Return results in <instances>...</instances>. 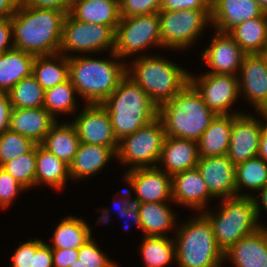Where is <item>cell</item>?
<instances>
[{
	"instance_id": "484cf974",
	"label": "cell",
	"mask_w": 267,
	"mask_h": 267,
	"mask_svg": "<svg viewBox=\"0 0 267 267\" xmlns=\"http://www.w3.org/2000/svg\"><path fill=\"white\" fill-rule=\"evenodd\" d=\"M233 115H216L198 141L199 157L227 155Z\"/></svg>"
},
{
	"instance_id": "7c38bea8",
	"label": "cell",
	"mask_w": 267,
	"mask_h": 267,
	"mask_svg": "<svg viewBox=\"0 0 267 267\" xmlns=\"http://www.w3.org/2000/svg\"><path fill=\"white\" fill-rule=\"evenodd\" d=\"M200 76L198 78L189 74V83L201 95L211 111L216 115L243 114L241 112L233 113L229 110L236 99L240 97L237 75L205 73Z\"/></svg>"
},
{
	"instance_id": "91938a15",
	"label": "cell",
	"mask_w": 267,
	"mask_h": 267,
	"mask_svg": "<svg viewBox=\"0 0 267 267\" xmlns=\"http://www.w3.org/2000/svg\"><path fill=\"white\" fill-rule=\"evenodd\" d=\"M263 55H264L266 63H267V50L263 53Z\"/></svg>"
},
{
	"instance_id": "4dcf8cb0",
	"label": "cell",
	"mask_w": 267,
	"mask_h": 267,
	"mask_svg": "<svg viewBox=\"0 0 267 267\" xmlns=\"http://www.w3.org/2000/svg\"><path fill=\"white\" fill-rule=\"evenodd\" d=\"M32 75L44 90L61 84L69 79L68 57L60 52L35 56Z\"/></svg>"
},
{
	"instance_id": "836d02e7",
	"label": "cell",
	"mask_w": 267,
	"mask_h": 267,
	"mask_svg": "<svg viewBox=\"0 0 267 267\" xmlns=\"http://www.w3.org/2000/svg\"><path fill=\"white\" fill-rule=\"evenodd\" d=\"M237 196H251L239 193L244 187L260 191L267 185V163L260 157L248 159L236 165L235 169ZM241 194V195H239Z\"/></svg>"
},
{
	"instance_id": "2e32d148",
	"label": "cell",
	"mask_w": 267,
	"mask_h": 267,
	"mask_svg": "<svg viewBox=\"0 0 267 267\" xmlns=\"http://www.w3.org/2000/svg\"><path fill=\"white\" fill-rule=\"evenodd\" d=\"M262 121L250 114H233V126L227 157L236 166L257 157Z\"/></svg>"
},
{
	"instance_id": "83f0119b",
	"label": "cell",
	"mask_w": 267,
	"mask_h": 267,
	"mask_svg": "<svg viewBox=\"0 0 267 267\" xmlns=\"http://www.w3.org/2000/svg\"><path fill=\"white\" fill-rule=\"evenodd\" d=\"M228 34L246 54H263L267 50V13L243 21Z\"/></svg>"
},
{
	"instance_id": "f6af8a7d",
	"label": "cell",
	"mask_w": 267,
	"mask_h": 267,
	"mask_svg": "<svg viewBox=\"0 0 267 267\" xmlns=\"http://www.w3.org/2000/svg\"><path fill=\"white\" fill-rule=\"evenodd\" d=\"M33 267H54L53 255L50 245L35 238V255Z\"/></svg>"
},
{
	"instance_id": "5bb4252c",
	"label": "cell",
	"mask_w": 267,
	"mask_h": 267,
	"mask_svg": "<svg viewBox=\"0 0 267 267\" xmlns=\"http://www.w3.org/2000/svg\"><path fill=\"white\" fill-rule=\"evenodd\" d=\"M81 143L118 147L107 110L101 104H87L72 121Z\"/></svg>"
},
{
	"instance_id": "4316f807",
	"label": "cell",
	"mask_w": 267,
	"mask_h": 267,
	"mask_svg": "<svg viewBox=\"0 0 267 267\" xmlns=\"http://www.w3.org/2000/svg\"><path fill=\"white\" fill-rule=\"evenodd\" d=\"M35 56L12 48L0 54V92L8 93L19 81L32 74Z\"/></svg>"
},
{
	"instance_id": "680465c9",
	"label": "cell",
	"mask_w": 267,
	"mask_h": 267,
	"mask_svg": "<svg viewBox=\"0 0 267 267\" xmlns=\"http://www.w3.org/2000/svg\"><path fill=\"white\" fill-rule=\"evenodd\" d=\"M70 267H86L81 261L78 259Z\"/></svg>"
},
{
	"instance_id": "74e56055",
	"label": "cell",
	"mask_w": 267,
	"mask_h": 267,
	"mask_svg": "<svg viewBox=\"0 0 267 267\" xmlns=\"http://www.w3.org/2000/svg\"><path fill=\"white\" fill-rule=\"evenodd\" d=\"M2 168L11 174L25 190L35 186L36 146L29 153L6 162Z\"/></svg>"
},
{
	"instance_id": "7a4b0ae2",
	"label": "cell",
	"mask_w": 267,
	"mask_h": 267,
	"mask_svg": "<svg viewBox=\"0 0 267 267\" xmlns=\"http://www.w3.org/2000/svg\"><path fill=\"white\" fill-rule=\"evenodd\" d=\"M110 53L112 60L75 54L68 57L69 79L87 104H102L126 76V65L118 61L120 59L115 52Z\"/></svg>"
},
{
	"instance_id": "d6986e66",
	"label": "cell",
	"mask_w": 267,
	"mask_h": 267,
	"mask_svg": "<svg viewBox=\"0 0 267 267\" xmlns=\"http://www.w3.org/2000/svg\"><path fill=\"white\" fill-rule=\"evenodd\" d=\"M171 186L174 203L192 207L200 213L205 211L208 199L213 197L197 167L172 175Z\"/></svg>"
},
{
	"instance_id": "9f6ffc18",
	"label": "cell",
	"mask_w": 267,
	"mask_h": 267,
	"mask_svg": "<svg viewBox=\"0 0 267 267\" xmlns=\"http://www.w3.org/2000/svg\"><path fill=\"white\" fill-rule=\"evenodd\" d=\"M109 208H107L106 207V209L104 208L103 209V212H102V216L101 217H98V221L100 222H102L103 221V223H108V221H109V217H108V213H109Z\"/></svg>"
},
{
	"instance_id": "f5cc1de1",
	"label": "cell",
	"mask_w": 267,
	"mask_h": 267,
	"mask_svg": "<svg viewBox=\"0 0 267 267\" xmlns=\"http://www.w3.org/2000/svg\"><path fill=\"white\" fill-rule=\"evenodd\" d=\"M122 216V218L124 217H132V219H133V221H134V223L142 230V232H143V224H142V221H141V219H140V217H139V211H138V206H137V204L136 203H132L129 207H128V209L127 210H125L122 214H121ZM128 226V227H127ZM130 225H128V224H126L125 225V229H127V228H130L129 227Z\"/></svg>"
},
{
	"instance_id": "ac0fdd59",
	"label": "cell",
	"mask_w": 267,
	"mask_h": 267,
	"mask_svg": "<svg viewBox=\"0 0 267 267\" xmlns=\"http://www.w3.org/2000/svg\"><path fill=\"white\" fill-rule=\"evenodd\" d=\"M213 35L211 44L200 54L212 69L207 73L237 75L246 53L228 33L215 30Z\"/></svg>"
},
{
	"instance_id": "f546056e",
	"label": "cell",
	"mask_w": 267,
	"mask_h": 267,
	"mask_svg": "<svg viewBox=\"0 0 267 267\" xmlns=\"http://www.w3.org/2000/svg\"><path fill=\"white\" fill-rule=\"evenodd\" d=\"M80 144L76 128L72 123L52 125L41 145L57 156L61 161L70 165Z\"/></svg>"
},
{
	"instance_id": "b9f144b4",
	"label": "cell",
	"mask_w": 267,
	"mask_h": 267,
	"mask_svg": "<svg viewBox=\"0 0 267 267\" xmlns=\"http://www.w3.org/2000/svg\"><path fill=\"white\" fill-rule=\"evenodd\" d=\"M25 188L4 168H0V207L8 208L18 193Z\"/></svg>"
},
{
	"instance_id": "44dd1931",
	"label": "cell",
	"mask_w": 267,
	"mask_h": 267,
	"mask_svg": "<svg viewBox=\"0 0 267 267\" xmlns=\"http://www.w3.org/2000/svg\"><path fill=\"white\" fill-rule=\"evenodd\" d=\"M236 267H267V227L243 237L224 252Z\"/></svg>"
},
{
	"instance_id": "f1b7e54d",
	"label": "cell",
	"mask_w": 267,
	"mask_h": 267,
	"mask_svg": "<svg viewBox=\"0 0 267 267\" xmlns=\"http://www.w3.org/2000/svg\"><path fill=\"white\" fill-rule=\"evenodd\" d=\"M71 179L69 165L46 150L41 144L36 145L35 185L45 184L60 190Z\"/></svg>"
},
{
	"instance_id": "5b68a950",
	"label": "cell",
	"mask_w": 267,
	"mask_h": 267,
	"mask_svg": "<svg viewBox=\"0 0 267 267\" xmlns=\"http://www.w3.org/2000/svg\"><path fill=\"white\" fill-rule=\"evenodd\" d=\"M126 75L145 91L157 107L171 100L189 83V72L158 55L142 56L126 66Z\"/></svg>"
},
{
	"instance_id": "d4e9b609",
	"label": "cell",
	"mask_w": 267,
	"mask_h": 267,
	"mask_svg": "<svg viewBox=\"0 0 267 267\" xmlns=\"http://www.w3.org/2000/svg\"><path fill=\"white\" fill-rule=\"evenodd\" d=\"M69 14L79 21L102 24L115 31L120 20L119 0H71Z\"/></svg>"
},
{
	"instance_id": "277c9868",
	"label": "cell",
	"mask_w": 267,
	"mask_h": 267,
	"mask_svg": "<svg viewBox=\"0 0 267 267\" xmlns=\"http://www.w3.org/2000/svg\"><path fill=\"white\" fill-rule=\"evenodd\" d=\"M101 105L110 116L118 141L158 118L156 104L127 75Z\"/></svg>"
},
{
	"instance_id": "9a60e30c",
	"label": "cell",
	"mask_w": 267,
	"mask_h": 267,
	"mask_svg": "<svg viewBox=\"0 0 267 267\" xmlns=\"http://www.w3.org/2000/svg\"><path fill=\"white\" fill-rule=\"evenodd\" d=\"M239 72V93L247 97L256 112L267 113V63L264 55L246 54Z\"/></svg>"
},
{
	"instance_id": "603a6c76",
	"label": "cell",
	"mask_w": 267,
	"mask_h": 267,
	"mask_svg": "<svg viewBox=\"0 0 267 267\" xmlns=\"http://www.w3.org/2000/svg\"><path fill=\"white\" fill-rule=\"evenodd\" d=\"M199 159L198 142L165 136L159 163L169 175L195 168Z\"/></svg>"
},
{
	"instance_id": "7bdbcfd3",
	"label": "cell",
	"mask_w": 267,
	"mask_h": 267,
	"mask_svg": "<svg viewBox=\"0 0 267 267\" xmlns=\"http://www.w3.org/2000/svg\"><path fill=\"white\" fill-rule=\"evenodd\" d=\"M20 244L11 257V267H33L35 239L31 238L28 242H20Z\"/></svg>"
},
{
	"instance_id": "6f0895ef",
	"label": "cell",
	"mask_w": 267,
	"mask_h": 267,
	"mask_svg": "<svg viewBox=\"0 0 267 267\" xmlns=\"http://www.w3.org/2000/svg\"><path fill=\"white\" fill-rule=\"evenodd\" d=\"M258 5L260 6V8L267 13V0H255Z\"/></svg>"
},
{
	"instance_id": "681fc988",
	"label": "cell",
	"mask_w": 267,
	"mask_h": 267,
	"mask_svg": "<svg viewBox=\"0 0 267 267\" xmlns=\"http://www.w3.org/2000/svg\"><path fill=\"white\" fill-rule=\"evenodd\" d=\"M12 106L9 94L0 92V135L9 129Z\"/></svg>"
},
{
	"instance_id": "11a10c76",
	"label": "cell",
	"mask_w": 267,
	"mask_h": 267,
	"mask_svg": "<svg viewBox=\"0 0 267 267\" xmlns=\"http://www.w3.org/2000/svg\"><path fill=\"white\" fill-rule=\"evenodd\" d=\"M125 191L126 192H124L122 194H125V197L126 198L125 197L124 198L122 197V199L119 200L121 202L120 204L116 205L119 201L117 203L115 201H113V204L116 205L119 208L118 211L120 212V215L125 210H127L128 207L133 203V201H132V195H130L131 194L130 190L129 189H126ZM127 197H128V199H127Z\"/></svg>"
},
{
	"instance_id": "d590c367",
	"label": "cell",
	"mask_w": 267,
	"mask_h": 267,
	"mask_svg": "<svg viewBox=\"0 0 267 267\" xmlns=\"http://www.w3.org/2000/svg\"><path fill=\"white\" fill-rule=\"evenodd\" d=\"M77 94L75 87L70 79L45 90L43 108L49 112L55 120L57 114L72 113L75 110Z\"/></svg>"
},
{
	"instance_id": "7402d4cb",
	"label": "cell",
	"mask_w": 267,
	"mask_h": 267,
	"mask_svg": "<svg viewBox=\"0 0 267 267\" xmlns=\"http://www.w3.org/2000/svg\"><path fill=\"white\" fill-rule=\"evenodd\" d=\"M56 121L43 107L12 108L9 129L41 144Z\"/></svg>"
},
{
	"instance_id": "bcb514c9",
	"label": "cell",
	"mask_w": 267,
	"mask_h": 267,
	"mask_svg": "<svg viewBox=\"0 0 267 267\" xmlns=\"http://www.w3.org/2000/svg\"><path fill=\"white\" fill-rule=\"evenodd\" d=\"M18 4L35 8L56 9L68 14L71 0H18Z\"/></svg>"
},
{
	"instance_id": "e575fe53",
	"label": "cell",
	"mask_w": 267,
	"mask_h": 267,
	"mask_svg": "<svg viewBox=\"0 0 267 267\" xmlns=\"http://www.w3.org/2000/svg\"><path fill=\"white\" fill-rule=\"evenodd\" d=\"M140 248L145 267H165L176 259L174 241L168 236H144Z\"/></svg>"
},
{
	"instance_id": "f907efd6",
	"label": "cell",
	"mask_w": 267,
	"mask_h": 267,
	"mask_svg": "<svg viewBox=\"0 0 267 267\" xmlns=\"http://www.w3.org/2000/svg\"><path fill=\"white\" fill-rule=\"evenodd\" d=\"M261 117L264 118L265 122L267 121V113H260ZM258 157L263 159L267 163V122L262 123L260 128V144Z\"/></svg>"
},
{
	"instance_id": "db71d44e",
	"label": "cell",
	"mask_w": 267,
	"mask_h": 267,
	"mask_svg": "<svg viewBox=\"0 0 267 267\" xmlns=\"http://www.w3.org/2000/svg\"><path fill=\"white\" fill-rule=\"evenodd\" d=\"M260 196L261 197H260L259 200L261 202L259 200H257L256 196L254 198L255 206H256V216H257L258 219H259V216H260V213H261L260 210H262L260 205L262 206V208L264 207L263 210L267 211V185L260 190Z\"/></svg>"
},
{
	"instance_id": "c3c4849f",
	"label": "cell",
	"mask_w": 267,
	"mask_h": 267,
	"mask_svg": "<svg viewBox=\"0 0 267 267\" xmlns=\"http://www.w3.org/2000/svg\"><path fill=\"white\" fill-rule=\"evenodd\" d=\"M11 38H13L11 18L0 19V54L14 48Z\"/></svg>"
},
{
	"instance_id": "30bf717a",
	"label": "cell",
	"mask_w": 267,
	"mask_h": 267,
	"mask_svg": "<svg viewBox=\"0 0 267 267\" xmlns=\"http://www.w3.org/2000/svg\"><path fill=\"white\" fill-rule=\"evenodd\" d=\"M154 45L162 46L158 12L120 18L115 30L114 52L122 59Z\"/></svg>"
},
{
	"instance_id": "7dc6e473",
	"label": "cell",
	"mask_w": 267,
	"mask_h": 267,
	"mask_svg": "<svg viewBox=\"0 0 267 267\" xmlns=\"http://www.w3.org/2000/svg\"><path fill=\"white\" fill-rule=\"evenodd\" d=\"M54 267H70L78 260V249H52Z\"/></svg>"
},
{
	"instance_id": "4fadbf2b",
	"label": "cell",
	"mask_w": 267,
	"mask_h": 267,
	"mask_svg": "<svg viewBox=\"0 0 267 267\" xmlns=\"http://www.w3.org/2000/svg\"><path fill=\"white\" fill-rule=\"evenodd\" d=\"M159 166L127 170L124 180L136 193L133 203H160L172 200L171 175Z\"/></svg>"
},
{
	"instance_id": "ba28073f",
	"label": "cell",
	"mask_w": 267,
	"mask_h": 267,
	"mask_svg": "<svg viewBox=\"0 0 267 267\" xmlns=\"http://www.w3.org/2000/svg\"><path fill=\"white\" fill-rule=\"evenodd\" d=\"M164 139V126L161 120L156 118L134 133L123 137L119 141L116 158L124 165H132L128 170L155 167L161 157Z\"/></svg>"
},
{
	"instance_id": "8fae6325",
	"label": "cell",
	"mask_w": 267,
	"mask_h": 267,
	"mask_svg": "<svg viewBox=\"0 0 267 267\" xmlns=\"http://www.w3.org/2000/svg\"><path fill=\"white\" fill-rule=\"evenodd\" d=\"M115 31L102 24L85 23L73 18L69 13L63 21L62 41L59 52L67 57L70 53H88L111 49L114 52Z\"/></svg>"
},
{
	"instance_id": "ffe728a7",
	"label": "cell",
	"mask_w": 267,
	"mask_h": 267,
	"mask_svg": "<svg viewBox=\"0 0 267 267\" xmlns=\"http://www.w3.org/2000/svg\"><path fill=\"white\" fill-rule=\"evenodd\" d=\"M264 11L255 0H212L211 26L228 33L243 21L260 17Z\"/></svg>"
},
{
	"instance_id": "60d3db41",
	"label": "cell",
	"mask_w": 267,
	"mask_h": 267,
	"mask_svg": "<svg viewBox=\"0 0 267 267\" xmlns=\"http://www.w3.org/2000/svg\"><path fill=\"white\" fill-rule=\"evenodd\" d=\"M162 0H119L120 18L159 12Z\"/></svg>"
},
{
	"instance_id": "52a82bcc",
	"label": "cell",
	"mask_w": 267,
	"mask_h": 267,
	"mask_svg": "<svg viewBox=\"0 0 267 267\" xmlns=\"http://www.w3.org/2000/svg\"><path fill=\"white\" fill-rule=\"evenodd\" d=\"M219 212L212 215L206 210L203 214L211 222L218 247L227 251L240 239L262 227L256 216L254 196L224 198ZM210 213V214H209Z\"/></svg>"
},
{
	"instance_id": "9c48e42d",
	"label": "cell",
	"mask_w": 267,
	"mask_h": 267,
	"mask_svg": "<svg viewBox=\"0 0 267 267\" xmlns=\"http://www.w3.org/2000/svg\"><path fill=\"white\" fill-rule=\"evenodd\" d=\"M212 9H184L158 12L163 48L186 49L195 44L211 22Z\"/></svg>"
},
{
	"instance_id": "8992f818",
	"label": "cell",
	"mask_w": 267,
	"mask_h": 267,
	"mask_svg": "<svg viewBox=\"0 0 267 267\" xmlns=\"http://www.w3.org/2000/svg\"><path fill=\"white\" fill-rule=\"evenodd\" d=\"M175 230V262L180 267H221L224 253L216 243L211 222L203 213L199 212L196 218Z\"/></svg>"
},
{
	"instance_id": "6da1fadb",
	"label": "cell",
	"mask_w": 267,
	"mask_h": 267,
	"mask_svg": "<svg viewBox=\"0 0 267 267\" xmlns=\"http://www.w3.org/2000/svg\"><path fill=\"white\" fill-rule=\"evenodd\" d=\"M64 11L18 5L11 17L14 48L34 56L59 53Z\"/></svg>"
},
{
	"instance_id": "ee69618b",
	"label": "cell",
	"mask_w": 267,
	"mask_h": 267,
	"mask_svg": "<svg viewBox=\"0 0 267 267\" xmlns=\"http://www.w3.org/2000/svg\"><path fill=\"white\" fill-rule=\"evenodd\" d=\"M184 9H212V0H162L161 9L177 11Z\"/></svg>"
},
{
	"instance_id": "8d00e7d4",
	"label": "cell",
	"mask_w": 267,
	"mask_h": 267,
	"mask_svg": "<svg viewBox=\"0 0 267 267\" xmlns=\"http://www.w3.org/2000/svg\"><path fill=\"white\" fill-rule=\"evenodd\" d=\"M8 94L12 108H39L44 106L45 90L32 74L19 81Z\"/></svg>"
},
{
	"instance_id": "3957f363",
	"label": "cell",
	"mask_w": 267,
	"mask_h": 267,
	"mask_svg": "<svg viewBox=\"0 0 267 267\" xmlns=\"http://www.w3.org/2000/svg\"><path fill=\"white\" fill-rule=\"evenodd\" d=\"M215 117L216 114L190 83L158 107V118L164 126L165 136L196 142Z\"/></svg>"
},
{
	"instance_id": "cb8c5ba5",
	"label": "cell",
	"mask_w": 267,
	"mask_h": 267,
	"mask_svg": "<svg viewBox=\"0 0 267 267\" xmlns=\"http://www.w3.org/2000/svg\"><path fill=\"white\" fill-rule=\"evenodd\" d=\"M118 147L81 143L69 165L70 177L74 180L88 178L99 173L102 168L116 157Z\"/></svg>"
},
{
	"instance_id": "1f68e13d",
	"label": "cell",
	"mask_w": 267,
	"mask_h": 267,
	"mask_svg": "<svg viewBox=\"0 0 267 267\" xmlns=\"http://www.w3.org/2000/svg\"><path fill=\"white\" fill-rule=\"evenodd\" d=\"M143 224L144 236H166V231L175 229V213L166 202L136 203ZM165 232V233H164Z\"/></svg>"
},
{
	"instance_id": "816d5d0a",
	"label": "cell",
	"mask_w": 267,
	"mask_h": 267,
	"mask_svg": "<svg viewBox=\"0 0 267 267\" xmlns=\"http://www.w3.org/2000/svg\"><path fill=\"white\" fill-rule=\"evenodd\" d=\"M18 5V0H0V19L11 18Z\"/></svg>"
},
{
	"instance_id": "ab89813d",
	"label": "cell",
	"mask_w": 267,
	"mask_h": 267,
	"mask_svg": "<svg viewBox=\"0 0 267 267\" xmlns=\"http://www.w3.org/2000/svg\"><path fill=\"white\" fill-rule=\"evenodd\" d=\"M78 259L86 267H117L114 261L101 252L92 238H89L79 249Z\"/></svg>"
},
{
	"instance_id": "e0dca14e",
	"label": "cell",
	"mask_w": 267,
	"mask_h": 267,
	"mask_svg": "<svg viewBox=\"0 0 267 267\" xmlns=\"http://www.w3.org/2000/svg\"><path fill=\"white\" fill-rule=\"evenodd\" d=\"M196 167L213 198L237 196L236 166L227 155L199 157Z\"/></svg>"
},
{
	"instance_id": "d6a6232c",
	"label": "cell",
	"mask_w": 267,
	"mask_h": 267,
	"mask_svg": "<svg viewBox=\"0 0 267 267\" xmlns=\"http://www.w3.org/2000/svg\"><path fill=\"white\" fill-rule=\"evenodd\" d=\"M88 224L79 218L68 216L61 220L53 233L51 249H79L91 236Z\"/></svg>"
},
{
	"instance_id": "f35d334b",
	"label": "cell",
	"mask_w": 267,
	"mask_h": 267,
	"mask_svg": "<svg viewBox=\"0 0 267 267\" xmlns=\"http://www.w3.org/2000/svg\"><path fill=\"white\" fill-rule=\"evenodd\" d=\"M36 145L32 139L7 129L0 135V160L2 166L20 155L29 153Z\"/></svg>"
}]
</instances>
